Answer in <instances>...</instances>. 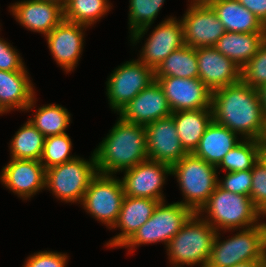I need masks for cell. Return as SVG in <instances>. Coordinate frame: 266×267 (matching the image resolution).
<instances>
[{"label": "cell", "mask_w": 266, "mask_h": 267, "mask_svg": "<svg viewBox=\"0 0 266 267\" xmlns=\"http://www.w3.org/2000/svg\"><path fill=\"white\" fill-rule=\"evenodd\" d=\"M213 120L227 127L242 139L261 141L266 118L259 91L239 82L212 92Z\"/></svg>", "instance_id": "6da1fadb"}, {"label": "cell", "mask_w": 266, "mask_h": 267, "mask_svg": "<svg viewBox=\"0 0 266 267\" xmlns=\"http://www.w3.org/2000/svg\"><path fill=\"white\" fill-rule=\"evenodd\" d=\"M102 139L93 151L99 174L122 173L149 159L144 125L128 123L119 117Z\"/></svg>", "instance_id": "7a4b0ae2"}, {"label": "cell", "mask_w": 266, "mask_h": 267, "mask_svg": "<svg viewBox=\"0 0 266 267\" xmlns=\"http://www.w3.org/2000/svg\"><path fill=\"white\" fill-rule=\"evenodd\" d=\"M198 214L217 232L249 228L259 224L260 217L264 219L250 196L226 191L218 185Z\"/></svg>", "instance_id": "3957f363"}, {"label": "cell", "mask_w": 266, "mask_h": 267, "mask_svg": "<svg viewBox=\"0 0 266 267\" xmlns=\"http://www.w3.org/2000/svg\"><path fill=\"white\" fill-rule=\"evenodd\" d=\"M217 231L198 213H194L166 248L169 264L206 267Z\"/></svg>", "instance_id": "277c9868"}, {"label": "cell", "mask_w": 266, "mask_h": 267, "mask_svg": "<svg viewBox=\"0 0 266 267\" xmlns=\"http://www.w3.org/2000/svg\"><path fill=\"white\" fill-rule=\"evenodd\" d=\"M220 172L215 165L207 163L193 153L183 156L171 166V175L177 178L182 192L183 200L179 203L198 213L214 192Z\"/></svg>", "instance_id": "5b68a950"}, {"label": "cell", "mask_w": 266, "mask_h": 267, "mask_svg": "<svg viewBox=\"0 0 266 267\" xmlns=\"http://www.w3.org/2000/svg\"><path fill=\"white\" fill-rule=\"evenodd\" d=\"M236 232L226 240H221L220 231L216 233L206 267H231L248 261H266V222L236 229Z\"/></svg>", "instance_id": "8992f818"}, {"label": "cell", "mask_w": 266, "mask_h": 267, "mask_svg": "<svg viewBox=\"0 0 266 267\" xmlns=\"http://www.w3.org/2000/svg\"><path fill=\"white\" fill-rule=\"evenodd\" d=\"M98 174L94 152L46 169L45 189L61 202L81 204L90 181Z\"/></svg>", "instance_id": "52a82bcc"}, {"label": "cell", "mask_w": 266, "mask_h": 267, "mask_svg": "<svg viewBox=\"0 0 266 267\" xmlns=\"http://www.w3.org/2000/svg\"><path fill=\"white\" fill-rule=\"evenodd\" d=\"M194 212L181 203H167L161 201L155 208L153 215L145 222L133 236L122 246L128 249V254L133 253L137 247L142 245L164 243L165 247L169 241L182 228Z\"/></svg>", "instance_id": "ba28073f"}, {"label": "cell", "mask_w": 266, "mask_h": 267, "mask_svg": "<svg viewBox=\"0 0 266 267\" xmlns=\"http://www.w3.org/2000/svg\"><path fill=\"white\" fill-rule=\"evenodd\" d=\"M125 193L116 175L97 174L89 184L81 202L82 208L95 220L112 230Z\"/></svg>", "instance_id": "9c48e42d"}, {"label": "cell", "mask_w": 266, "mask_h": 267, "mask_svg": "<svg viewBox=\"0 0 266 267\" xmlns=\"http://www.w3.org/2000/svg\"><path fill=\"white\" fill-rule=\"evenodd\" d=\"M153 81L154 69L138 59L122 63L112 71L105 83L110 109L118 113Z\"/></svg>", "instance_id": "30bf717a"}, {"label": "cell", "mask_w": 266, "mask_h": 267, "mask_svg": "<svg viewBox=\"0 0 266 267\" xmlns=\"http://www.w3.org/2000/svg\"><path fill=\"white\" fill-rule=\"evenodd\" d=\"M187 10L180 19L184 43L193 48L214 47L225 33L223 24L204 0H188Z\"/></svg>", "instance_id": "8fae6325"}, {"label": "cell", "mask_w": 266, "mask_h": 267, "mask_svg": "<svg viewBox=\"0 0 266 267\" xmlns=\"http://www.w3.org/2000/svg\"><path fill=\"white\" fill-rule=\"evenodd\" d=\"M123 174L120 181L126 196L165 201L163 186L167 177L172 176L170 165L147 159Z\"/></svg>", "instance_id": "7c38bea8"}, {"label": "cell", "mask_w": 266, "mask_h": 267, "mask_svg": "<svg viewBox=\"0 0 266 267\" xmlns=\"http://www.w3.org/2000/svg\"><path fill=\"white\" fill-rule=\"evenodd\" d=\"M88 26L63 20L45 39L54 61L67 73L73 72L81 58Z\"/></svg>", "instance_id": "4fadbf2b"}, {"label": "cell", "mask_w": 266, "mask_h": 267, "mask_svg": "<svg viewBox=\"0 0 266 267\" xmlns=\"http://www.w3.org/2000/svg\"><path fill=\"white\" fill-rule=\"evenodd\" d=\"M143 45L138 60L155 70L173 51L185 45L181 20L176 16L165 18L154 27Z\"/></svg>", "instance_id": "5bb4252c"}, {"label": "cell", "mask_w": 266, "mask_h": 267, "mask_svg": "<svg viewBox=\"0 0 266 267\" xmlns=\"http://www.w3.org/2000/svg\"><path fill=\"white\" fill-rule=\"evenodd\" d=\"M173 112L212 109V91L199 78L155 77Z\"/></svg>", "instance_id": "9a60e30c"}, {"label": "cell", "mask_w": 266, "mask_h": 267, "mask_svg": "<svg viewBox=\"0 0 266 267\" xmlns=\"http://www.w3.org/2000/svg\"><path fill=\"white\" fill-rule=\"evenodd\" d=\"M46 170L38 160L13 159L2 168L1 184L22 200L45 189Z\"/></svg>", "instance_id": "2e32d148"}, {"label": "cell", "mask_w": 266, "mask_h": 267, "mask_svg": "<svg viewBox=\"0 0 266 267\" xmlns=\"http://www.w3.org/2000/svg\"><path fill=\"white\" fill-rule=\"evenodd\" d=\"M146 149L150 160L177 163L187 154L178 137L173 116H167L145 125Z\"/></svg>", "instance_id": "e0dca14e"}, {"label": "cell", "mask_w": 266, "mask_h": 267, "mask_svg": "<svg viewBox=\"0 0 266 267\" xmlns=\"http://www.w3.org/2000/svg\"><path fill=\"white\" fill-rule=\"evenodd\" d=\"M9 12L22 27L44 36L64 20L63 7L44 0L17 1L9 6Z\"/></svg>", "instance_id": "ac0fdd59"}, {"label": "cell", "mask_w": 266, "mask_h": 267, "mask_svg": "<svg viewBox=\"0 0 266 267\" xmlns=\"http://www.w3.org/2000/svg\"><path fill=\"white\" fill-rule=\"evenodd\" d=\"M171 114L172 110L164 90L157 80L143 89L117 113L123 121L144 126Z\"/></svg>", "instance_id": "d6986e66"}, {"label": "cell", "mask_w": 266, "mask_h": 267, "mask_svg": "<svg viewBox=\"0 0 266 267\" xmlns=\"http://www.w3.org/2000/svg\"><path fill=\"white\" fill-rule=\"evenodd\" d=\"M28 71L0 70V115L14 111H30L36 105V92Z\"/></svg>", "instance_id": "ffe728a7"}, {"label": "cell", "mask_w": 266, "mask_h": 267, "mask_svg": "<svg viewBox=\"0 0 266 267\" xmlns=\"http://www.w3.org/2000/svg\"><path fill=\"white\" fill-rule=\"evenodd\" d=\"M199 79L213 92L241 80V69L214 47L196 48Z\"/></svg>", "instance_id": "44dd1931"}, {"label": "cell", "mask_w": 266, "mask_h": 267, "mask_svg": "<svg viewBox=\"0 0 266 267\" xmlns=\"http://www.w3.org/2000/svg\"><path fill=\"white\" fill-rule=\"evenodd\" d=\"M160 201L151 198L124 196L118 219L112 229L121 232L106 242L107 248H121L153 215Z\"/></svg>", "instance_id": "7402d4cb"}, {"label": "cell", "mask_w": 266, "mask_h": 267, "mask_svg": "<svg viewBox=\"0 0 266 267\" xmlns=\"http://www.w3.org/2000/svg\"><path fill=\"white\" fill-rule=\"evenodd\" d=\"M215 12L225 31L266 32V26L238 0H204Z\"/></svg>", "instance_id": "603a6c76"}, {"label": "cell", "mask_w": 266, "mask_h": 267, "mask_svg": "<svg viewBox=\"0 0 266 267\" xmlns=\"http://www.w3.org/2000/svg\"><path fill=\"white\" fill-rule=\"evenodd\" d=\"M241 140L236 133L212 120L193 154L217 167Z\"/></svg>", "instance_id": "cb8c5ba5"}, {"label": "cell", "mask_w": 266, "mask_h": 267, "mask_svg": "<svg viewBox=\"0 0 266 267\" xmlns=\"http://www.w3.org/2000/svg\"><path fill=\"white\" fill-rule=\"evenodd\" d=\"M266 40V32L237 33L225 31L214 48L242 69Z\"/></svg>", "instance_id": "d4e9b609"}, {"label": "cell", "mask_w": 266, "mask_h": 267, "mask_svg": "<svg viewBox=\"0 0 266 267\" xmlns=\"http://www.w3.org/2000/svg\"><path fill=\"white\" fill-rule=\"evenodd\" d=\"M171 115L183 148L187 153H193L213 120L212 109L176 111Z\"/></svg>", "instance_id": "484cf974"}, {"label": "cell", "mask_w": 266, "mask_h": 267, "mask_svg": "<svg viewBox=\"0 0 266 267\" xmlns=\"http://www.w3.org/2000/svg\"><path fill=\"white\" fill-rule=\"evenodd\" d=\"M165 0H129L128 29L133 46L144 38L156 20Z\"/></svg>", "instance_id": "4316f807"}, {"label": "cell", "mask_w": 266, "mask_h": 267, "mask_svg": "<svg viewBox=\"0 0 266 267\" xmlns=\"http://www.w3.org/2000/svg\"><path fill=\"white\" fill-rule=\"evenodd\" d=\"M154 72L155 77L199 78L196 49L184 45L173 51Z\"/></svg>", "instance_id": "83f0119b"}, {"label": "cell", "mask_w": 266, "mask_h": 267, "mask_svg": "<svg viewBox=\"0 0 266 267\" xmlns=\"http://www.w3.org/2000/svg\"><path fill=\"white\" fill-rule=\"evenodd\" d=\"M44 142L45 136L27 120L10 140V156L13 159L40 161Z\"/></svg>", "instance_id": "f1b7e54d"}, {"label": "cell", "mask_w": 266, "mask_h": 267, "mask_svg": "<svg viewBox=\"0 0 266 267\" xmlns=\"http://www.w3.org/2000/svg\"><path fill=\"white\" fill-rule=\"evenodd\" d=\"M28 120L45 137L62 135L70 126L71 113L59 104L40 106Z\"/></svg>", "instance_id": "f546056e"}, {"label": "cell", "mask_w": 266, "mask_h": 267, "mask_svg": "<svg viewBox=\"0 0 266 267\" xmlns=\"http://www.w3.org/2000/svg\"><path fill=\"white\" fill-rule=\"evenodd\" d=\"M112 9L109 0H68L63 7L64 20L94 27Z\"/></svg>", "instance_id": "4dcf8cb0"}, {"label": "cell", "mask_w": 266, "mask_h": 267, "mask_svg": "<svg viewBox=\"0 0 266 267\" xmlns=\"http://www.w3.org/2000/svg\"><path fill=\"white\" fill-rule=\"evenodd\" d=\"M262 156V144L259 140L242 139L224 156L216 167L226 172L246 171L252 169Z\"/></svg>", "instance_id": "1f68e13d"}, {"label": "cell", "mask_w": 266, "mask_h": 267, "mask_svg": "<svg viewBox=\"0 0 266 267\" xmlns=\"http://www.w3.org/2000/svg\"><path fill=\"white\" fill-rule=\"evenodd\" d=\"M72 145L71 138L67 133L45 137L43 153L40 159L45 170L75 159L77 155L71 154Z\"/></svg>", "instance_id": "d6a6232c"}, {"label": "cell", "mask_w": 266, "mask_h": 267, "mask_svg": "<svg viewBox=\"0 0 266 267\" xmlns=\"http://www.w3.org/2000/svg\"><path fill=\"white\" fill-rule=\"evenodd\" d=\"M241 80L257 90L266 84V40L256 55L241 69Z\"/></svg>", "instance_id": "836d02e7"}, {"label": "cell", "mask_w": 266, "mask_h": 267, "mask_svg": "<svg viewBox=\"0 0 266 267\" xmlns=\"http://www.w3.org/2000/svg\"><path fill=\"white\" fill-rule=\"evenodd\" d=\"M250 198L255 207L266 217V157L261 156L252 168Z\"/></svg>", "instance_id": "e575fe53"}, {"label": "cell", "mask_w": 266, "mask_h": 267, "mask_svg": "<svg viewBox=\"0 0 266 267\" xmlns=\"http://www.w3.org/2000/svg\"><path fill=\"white\" fill-rule=\"evenodd\" d=\"M223 179V180H222ZM252 184V169L246 171L226 172L217 185L229 192L250 196Z\"/></svg>", "instance_id": "d590c367"}, {"label": "cell", "mask_w": 266, "mask_h": 267, "mask_svg": "<svg viewBox=\"0 0 266 267\" xmlns=\"http://www.w3.org/2000/svg\"><path fill=\"white\" fill-rule=\"evenodd\" d=\"M70 256L58 251L44 250L33 253L25 259L23 267H66Z\"/></svg>", "instance_id": "8d00e7d4"}, {"label": "cell", "mask_w": 266, "mask_h": 267, "mask_svg": "<svg viewBox=\"0 0 266 267\" xmlns=\"http://www.w3.org/2000/svg\"><path fill=\"white\" fill-rule=\"evenodd\" d=\"M20 55L11 43L0 37V70L28 71Z\"/></svg>", "instance_id": "74e56055"}, {"label": "cell", "mask_w": 266, "mask_h": 267, "mask_svg": "<svg viewBox=\"0 0 266 267\" xmlns=\"http://www.w3.org/2000/svg\"><path fill=\"white\" fill-rule=\"evenodd\" d=\"M266 26V0H238Z\"/></svg>", "instance_id": "f35d334b"}, {"label": "cell", "mask_w": 266, "mask_h": 267, "mask_svg": "<svg viewBox=\"0 0 266 267\" xmlns=\"http://www.w3.org/2000/svg\"><path fill=\"white\" fill-rule=\"evenodd\" d=\"M265 261H248L235 264L231 267H263Z\"/></svg>", "instance_id": "ab89813d"}, {"label": "cell", "mask_w": 266, "mask_h": 267, "mask_svg": "<svg viewBox=\"0 0 266 267\" xmlns=\"http://www.w3.org/2000/svg\"><path fill=\"white\" fill-rule=\"evenodd\" d=\"M258 91L262 102V110L264 113V117L266 118V84L262 86Z\"/></svg>", "instance_id": "60d3db41"}, {"label": "cell", "mask_w": 266, "mask_h": 267, "mask_svg": "<svg viewBox=\"0 0 266 267\" xmlns=\"http://www.w3.org/2000/svg\"><path fill=\"white\" fill-rule=\"evenodd\" d=\"M261 144H262V156L266 157V126L263 138L261 140Z\"/></svg>", "instance_id": "b9f144b4"}, {"label": "cell", "mask_w": 266, "mask_h": 267, "mask_svg": "<svg viewBox=\"0 0 266 267\" xmlns=\"http://www.w3.org/2000/svg\"><path fill=\"white\" fill-rule=\"evenodd\" d=\"M44 1H50V2H54V3H58L59 5L64 7L68 0H44Z\"/></svg>", "instance_id": "7bdbcfd3"}, {"label": "cell", "mask_w": 266, "mask_h": 267, "mask_svg": "<svg viewBox=\"0 0 266 267\" xmlns=\"http://www.w3.org/2000/svg\"><path fill=\"white\" fill-rule=\"evenodd\" d=\"M171 267H184V266H176V265H172V264H171Z\"/></svg>", "instance_id": "ee69618b"}]
</instances>
